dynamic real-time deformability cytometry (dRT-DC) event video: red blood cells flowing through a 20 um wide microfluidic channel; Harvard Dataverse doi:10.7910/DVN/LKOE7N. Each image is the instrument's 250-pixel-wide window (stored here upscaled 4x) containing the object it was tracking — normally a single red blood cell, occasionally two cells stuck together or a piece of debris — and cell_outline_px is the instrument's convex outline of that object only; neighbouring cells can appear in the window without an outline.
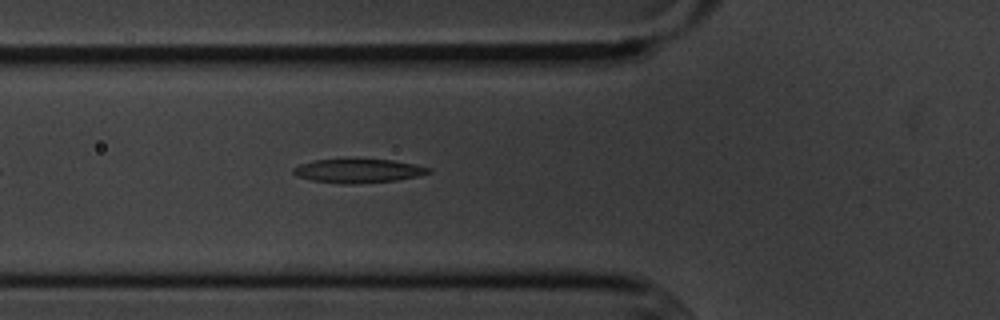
{"species": "common noctule bat (a hibernating species)", "species_latin": "Nyctalus noctula", "temperature_condition": "cold", "stored_images_in_passage": 3, "camera_frame_rate_fps": 3000, "um_per_image_px": 0.085, "animal": {"sex": "male", "body_mass_g": 20.1, "forearm_length_mm": 53.5}, "frame": {"image": 1, "passage_image": 3, "time_ms": 2.333, "image_size_px": [1000, 320], "cell_outline_px": [[432, 172], [420, 176], [396, 180], [348, 184], [344, 184], [312, 180], [296, 176], [292, 172], [292, 168], [300, 164], [312, 160], [348, 156], [352, 156], [392, 160], [432, 168]], "centroid_in_image_um": [30.41, 14.46], "position_along_channel_um": 95.4, "area_um2": 19.77}}